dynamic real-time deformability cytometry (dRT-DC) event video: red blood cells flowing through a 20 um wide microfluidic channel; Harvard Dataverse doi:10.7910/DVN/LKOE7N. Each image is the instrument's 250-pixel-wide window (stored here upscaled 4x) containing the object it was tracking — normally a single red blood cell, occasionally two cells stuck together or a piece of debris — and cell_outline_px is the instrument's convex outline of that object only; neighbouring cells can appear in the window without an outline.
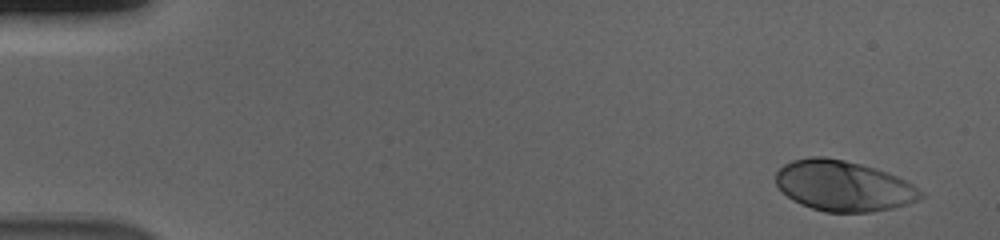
{"species": "human", "species_latin": "Homo sapiens", "temperature_condition": "cold", "stored_images_in_passage": 54, "camera_frame_rate_fps": 3000, "um_per_image_px": 0.085, "donor": {"sex": "male"}, "frame": {"image": 1, "passage_image": 1, "time_ms": 0.0, "image_size_px": [1000, 240], "cell_outline_px": [[924, 196], [908, 204], [892, 208], [872, 212], [824, 212], [800, 204], [792, 200], [776, 184], [776, 172], [784, 164], [792, 160], [812, 156], [824, 156], [844, 160], [860, 164], [888, 172], [912, 184], [924, 192]], "centroid_in_image_um": [71.69, 15.8], "position_along_channel_um": 13.3, "area_um2": 42.6}}
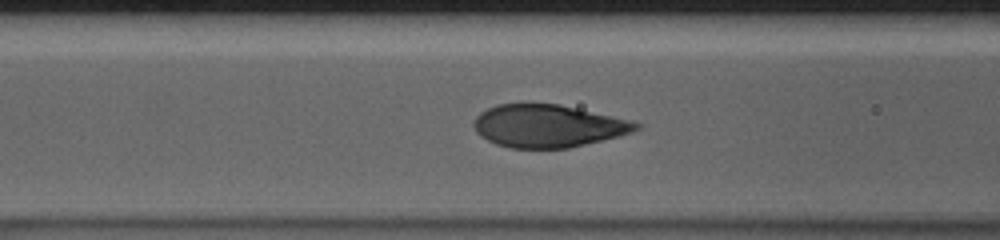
{"frame": {"image": 2, "passage_image": 21, "time_ms": 6.667, "image_size_px": [1000, 240], "cell_outline_px": [[644, 124], [640, 128], [632, 132], [620, 136], [568, 148], [508, 148], [496, 144], [480, 136], [476, 132], [472, 124], [476, 116], [480, 112], [496, 104], [560, 104], [632, 120]], "centroid_in_image_um": [46.59, 10.71], "position_along_channel_um": 120.0, "area_um2": 40.52}}
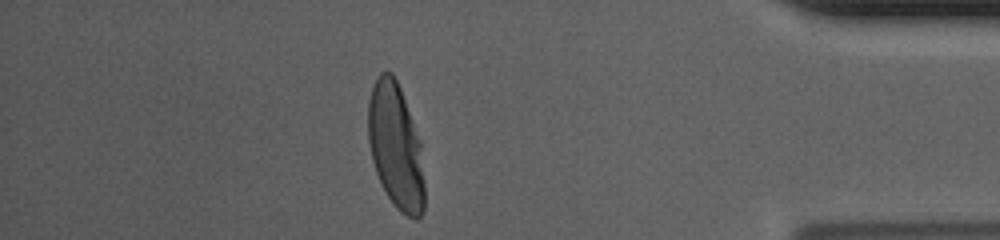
{"frame": {"image": 3, "passage_image": 47, "time_ms": 15.333, "image_size_px": [1000, 240], "cell_outline_px": [[424, 212], [416, 220], [400, 212], [396, 208], [380, 184], [372, 160], [368, 140], [368, 100], [372, 84], [376, 76], [380, 72], [392, 72], [400, 88], [420, 140], [424, 184]], "centroid_in_image_um": [33.62, 12.44], "position_along_channel_um": 401.6, "area_um2": 41.33}, "authors_computed_cell_mechanics": {"area_um2": 41.6449, "velocity_mm_per_s": 3.6572, "shape_relaxation_time_tau1_ms": 2.6784, "shape_relaxation_time_tau2_ms": null, "deformation_change_tau1": 0.1903, "deformation_change_tau2": null}}